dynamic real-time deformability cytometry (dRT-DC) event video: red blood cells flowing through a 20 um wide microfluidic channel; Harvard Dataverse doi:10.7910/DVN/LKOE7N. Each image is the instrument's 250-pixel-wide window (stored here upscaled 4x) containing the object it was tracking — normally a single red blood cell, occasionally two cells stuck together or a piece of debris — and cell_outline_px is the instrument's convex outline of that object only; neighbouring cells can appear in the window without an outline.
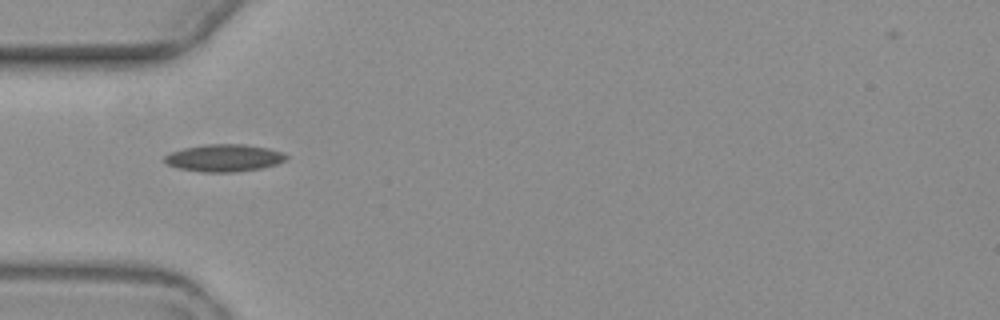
{"species": "common noctule bat (a hibernating species)", "species_latin": "Nyctalus noctula", "temperature_condition": "warm", "stored_images_in_passage": 2, "camera_frame_rate_fps": 3000, "um_per_image_px": 0.085, "animal": {"sex": "female", "body_mass_g": 19.3, "forearm_length_mm": 54.1}, "frame": {"image": 1, "passage_image": 1, "time_ms": 0.0, "image_size_px": [1000, 320], "cell_outline_px": [[288, 156], [284, 160], [276, 164], [260, 168], [236, 172], [200, 172], [180, 168], [168, 164], [164, 160], [164, 156], [172, 152], [184, 148], [208, 144], [244, 144], [268, 148], [284, 152]], "centroid_in_image_um": [19.07, 13.42], "position_along_channel_um": 65.9, "area_um2": 19.19}}
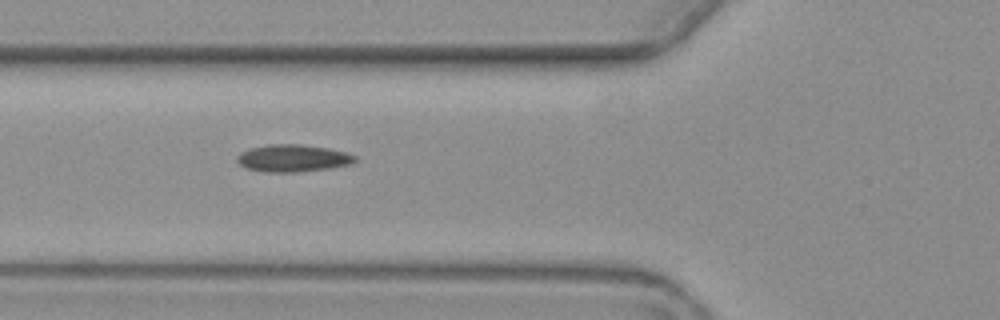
{"frame": {"image": 2, "passage_image": 2, "time_ms": 1.0, "image_size_px": [1000, 320], "cell_outline_px": [[356, 160], [352, 164], [328, 168], [296, 172], [264, 172], [248, 168], [240, 164], [236, 160], [236, 156], [240, 152], [252, 148], [268, 144], [300, 144], [328, 148], [344, 152], [356, 156]], "centroid_in_image_um": [24.88, 13.44], "position_along_channel_um": 100.9, "area_um2": 18.61}}